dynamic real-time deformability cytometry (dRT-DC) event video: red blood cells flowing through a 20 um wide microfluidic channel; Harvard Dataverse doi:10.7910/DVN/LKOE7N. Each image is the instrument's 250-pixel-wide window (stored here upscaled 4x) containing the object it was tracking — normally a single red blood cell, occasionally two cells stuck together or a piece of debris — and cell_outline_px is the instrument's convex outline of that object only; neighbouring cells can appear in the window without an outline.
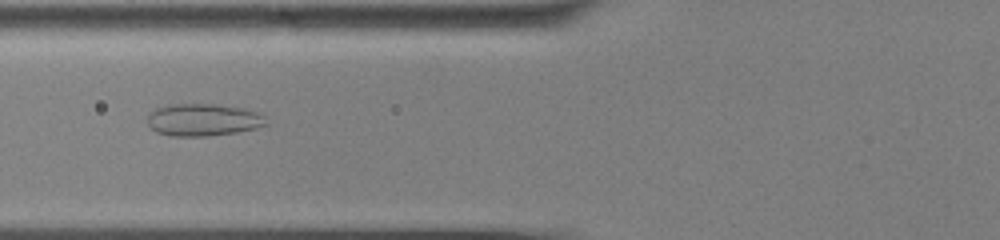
{"species": "common noctule bat (a hibernating species)", "species_latin": "Nyctalus noctula", "temperature_condition": "cold", "stored_images_in_passage": 45, "camera_frame_rate_fps": 3000, "um_per_image_px": 0.085, "animal": {"sex": "male", "body_mass_g": 13.0, "forearm_length_mm": 53.1}, "frame": {"image": 1, "passage_image": 11, "time_ms": 3.333, "image_size_px": [1000, 240], "cell_outline_px": [[268, 124], [256, 128], [236, 132], [208, 136], [168, 136], [156, 132], [148, 124], [148, 116], [156, 108], [168, 104], [216, 104], [244, 108], [260, 112], [264, 116]], "centroid_in_image_um": [17.29, 10.18], "position_along_channel_um": 108.5, "area_um2": 22.48}}
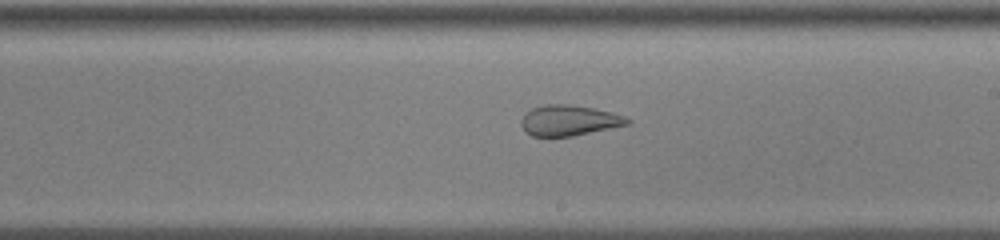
{"frame": {"image": 2, "passage_image": 22, "time_ms": 7.0, "image_size_px": [1000, 240], "cell_outline_px": [[632, 120], [628, 124], [572, 136], [532, 136], [520, 124], [520, 120], [524, 112], [532, 108], [544, 104], [568, 104], [592, 108], [612, 112], [624, 116]], "centroid_in_image_um": [48.33, 10.22], "position_along_channel_um": 240.7, "area_um2": 18.79}}
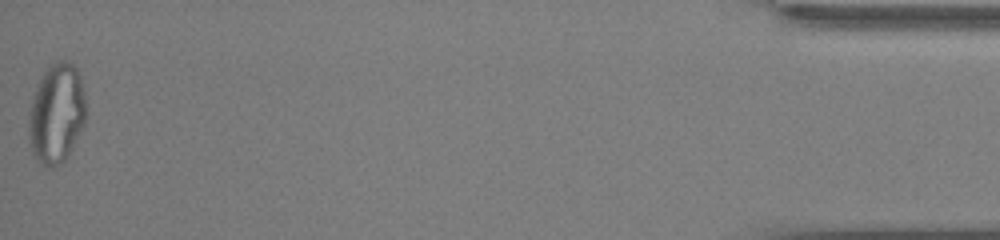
{"frame": {"image": 3, "passage_image": 45, "time_ms": 14.667, "image_size_px": [1000, 240], "cell_outline_px": [[84, 124], [68, 156], [60, 164], [52, 168], [48, 168], [40, 164], [32, 156], [28, 140], [28, 112], [32, 100], [44, 68], [56, 60], [68, 60], [80, 72], [84, 84]], "centroid_in_image_um": [4.78, 9.65], "position_along_channel_um": 430.4, "area_um2": 33.93}, "authors_computed_cell_mechanics": {"area_um2": 25.3742, "velocity_mm_per_s": 3.6068, "shape_relaxation_time_tau1_ms": null, "shape_relaxation_time_tau2_ms": 1.3837, "deformation_change_tau1": null, "deformation_change_tau2": 0.0845}}